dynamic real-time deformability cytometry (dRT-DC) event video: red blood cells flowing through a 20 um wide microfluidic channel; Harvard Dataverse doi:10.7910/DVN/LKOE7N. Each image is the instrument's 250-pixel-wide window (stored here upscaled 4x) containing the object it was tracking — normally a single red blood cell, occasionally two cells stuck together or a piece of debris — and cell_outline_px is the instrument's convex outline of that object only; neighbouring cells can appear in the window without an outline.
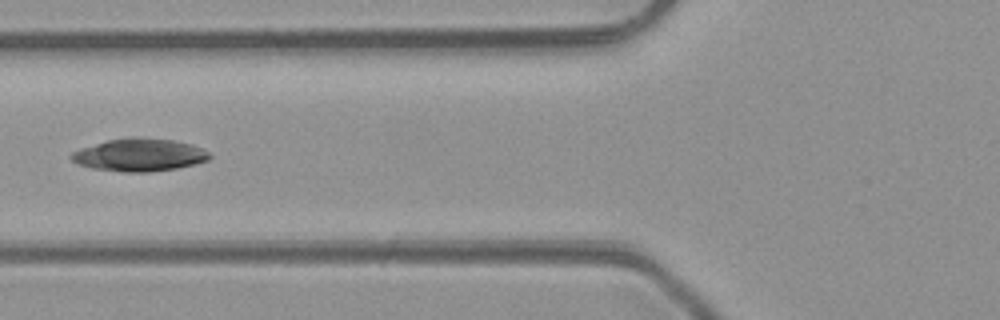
{"species": "common noctule bat (a hibernating species)", "species_latin": "Nyctalus noctula", "temperature_condition": "room temperature", "stored_images_in_passage": 8, "camera_frame_rate_fps": 3000, "um_per_image_px": 0.085, "animal": {"sex": "male", "body_mass_g": 23.1, "forearm_length_mm": 52.7}, "frame": {"image": 1, "passage_image": 6, "time_ms": 6.0, "image_size_px": [1000, 320], "cell_outline_px": [[212, 156], [208, 160], [196, 164], [176, 168], [148, 172], [124, 172], [92, 168], [76, 164], [68, 156], [72, 152], [80, 148], [108, 140], [132, 136], [172, 140], [192, 144], [208, 152]], "centroid_in_image_um": [11.82, 13.17], "position_along_channel_um": 114.0, "area_um2": 26.41}}
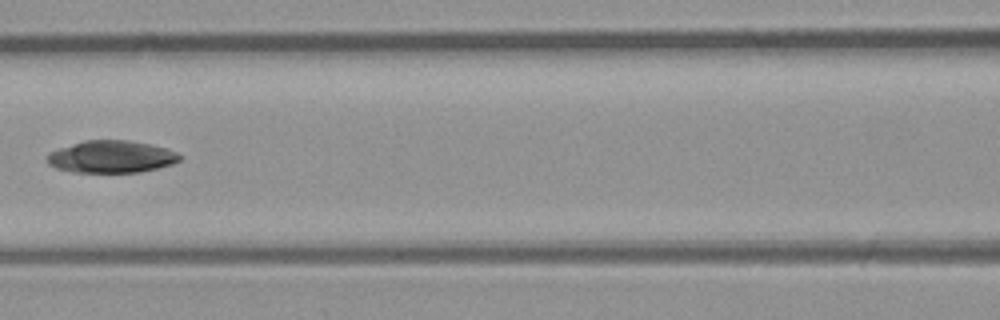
{"frame": {"image": 2, "passage_image": 7, "time_ms": 7.0, "image_size_px": [1000, 320], "cell_outline_px": [[184, 156], [180, 160], [172, 164], [160, 168], [140, 172], [72, 172], [56, 168], [48, 164], [48, 152], [84, 140], [128, 140], [152, 144], [168, 148]], "centroid_in_image_um": [9.52, 13.32], "position_along_channel_um": 157.1, "area_um2": 25.09}}
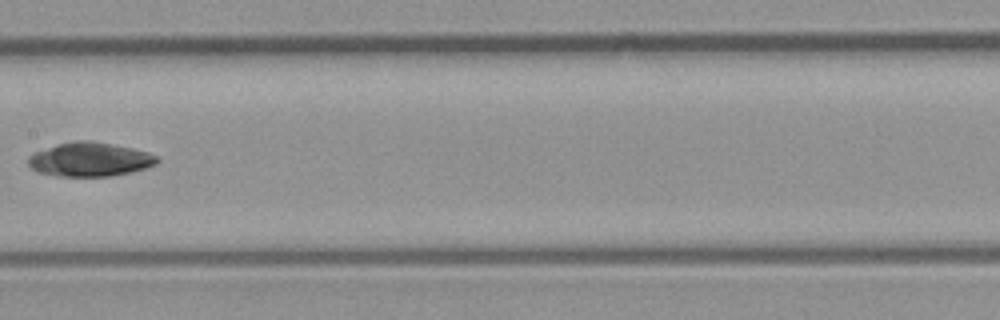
{"frame": {"image": 3, "passage_image": 8, "time_ms": 8.0, "image_size_px": [1000, 320], "cell_outline_px": [[160, 160], [156, 164], [132, 172], [112, 176], [60, 176], [36, 172], [28, 164], [28, 156], [36, 152], [72, 140], [92, 140], [132, 148], [148, 152], [156, 156]], "centroid_in_image_um": [7.65, 13.55], "position_along_channel_um": 199.7, "area_um2": 25.43}}